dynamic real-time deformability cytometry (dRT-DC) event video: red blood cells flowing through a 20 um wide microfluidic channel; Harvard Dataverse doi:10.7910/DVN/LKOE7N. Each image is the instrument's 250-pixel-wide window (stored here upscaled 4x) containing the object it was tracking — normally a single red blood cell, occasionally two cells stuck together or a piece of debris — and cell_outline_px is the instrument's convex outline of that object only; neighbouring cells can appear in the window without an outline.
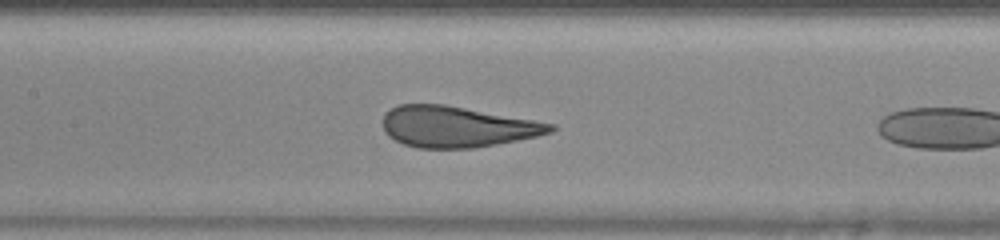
{"species": "human", "species_latin": "Homo sapiens", "temperature_condition": "warm", "stored_images_in_passage": 9, "camera_frame_rate_fps": 3000, "um_per_image_px": 0.085, "donor": {"sex": "female"}, "frame": {"image": 1, "passage_image": 8, "time_ms": 2.333, "image_size_px": [1000, 240], "cell_outline_px": [[556, 128], [552, 132], [536, 136], [496, 144], [472, 148], [420, 148], [404, 144], [388, 136], [384, 132], [384, 112], [400, 104], [444, 104], [556, 124]], "centroid_in_image_um": [38.83, 10.77], "position_along_channel_um": 168.6, "area_um2": 39.77}}